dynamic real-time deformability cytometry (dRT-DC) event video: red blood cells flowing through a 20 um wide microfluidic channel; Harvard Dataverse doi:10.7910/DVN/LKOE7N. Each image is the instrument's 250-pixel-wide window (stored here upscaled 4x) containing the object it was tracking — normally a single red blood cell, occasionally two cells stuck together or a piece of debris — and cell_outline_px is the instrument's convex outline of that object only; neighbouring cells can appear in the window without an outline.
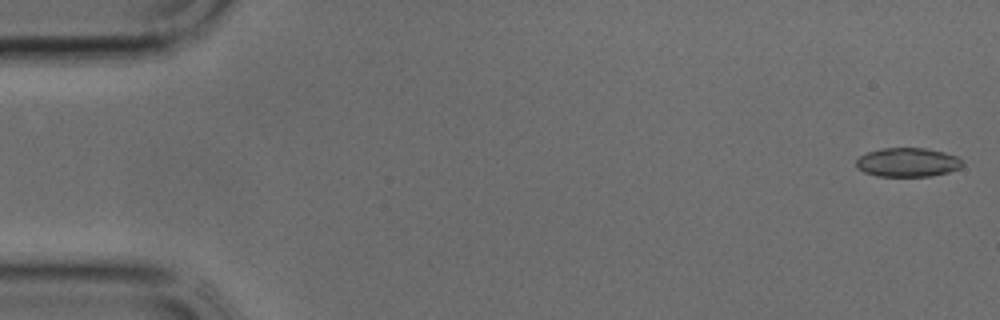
{"species": "common noctule bat (a hibernating species)", "species_latin": "Nyctalus noctula", "temperature_condition": "cold", "stored_images_in_passage": 10, "camera_frame_rate_fps": 3000, "um_per_image_px": 0.085, "animal": {"sex": "male", "body_mass_g": 17.9, "forearm_length_mm": 54.2}, "frame": {"image": 1, "passage_image": 1, "time_ms": 0.0, "image_size_px": [1000, 320], "cell_outline_px": [[964, 164], [960, 168], [948, 172], [932, 176], [876, 176], [864, 172], [856, 168], [856, 160], [860, 156], [868, 152], [880, 148], [924, 148], [944, 152], [956, 156], [964, 160]], "centroid_in_image_um": [77.16, 13.8], "position_along_channel_um": 7.8, "area_um2": 18.09}}
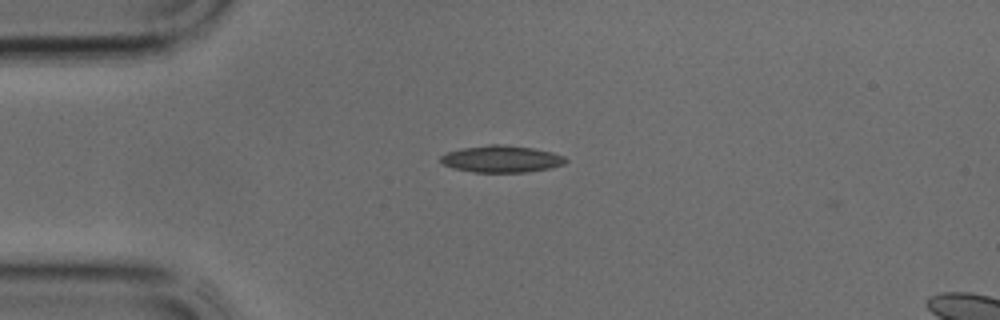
{"frame": {"image": 2, "passage_image": 9, "time_ms": 2.667, "image_size_px": [1000, 320], "cell_outline_px": [[568, 160], [564, 164], [552, 168], [524, 172], [476, 172], [452, 168], [444, 164], [440, 160], [440, 156], [448, 152], [460, 148], [488, 144], [500, 144], [532, 148], [552, 152], [564, 156]], "centroid_in_image_um": [42.63, 13.51], "position_along_channel_um": 42.4, "area_um2": 19.59}}